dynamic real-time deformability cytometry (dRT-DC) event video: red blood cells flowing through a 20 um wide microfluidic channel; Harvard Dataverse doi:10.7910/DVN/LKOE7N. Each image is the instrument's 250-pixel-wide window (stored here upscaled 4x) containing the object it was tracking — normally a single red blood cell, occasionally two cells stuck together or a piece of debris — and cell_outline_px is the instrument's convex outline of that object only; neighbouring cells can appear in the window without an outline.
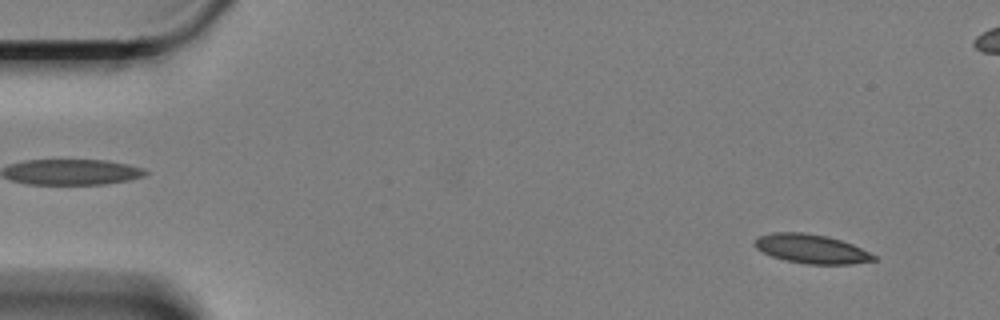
{"species": "Egyptian fruit bat (a non-hibernating species)", "species_latin": "Rousettus aegyptiacus", "temperature_condition": "cold", "stored_images_in_passage": 10, "camera_frame_rate_fps": 3000, "um_per_image_px": 0.085, "animal": {"sex": "female"}, "frame": {"image": 1, "passage_image": 4, "time_ms": 1.0, "image_size_px": [1000, 320], "cell_outline_px": [[876, 260], [852, 264], [808, 264], [784, 260], [772, 256], [756, 248], [752, 244], [752, 240], [760, 236], [772, 232], [804, 232], [828, 236], [852, 244], [876, 256]], "centroid_in_image_um": [68.93, 21.14], "position_along_channel_um": 16.1, "area_um2": 20.17}}